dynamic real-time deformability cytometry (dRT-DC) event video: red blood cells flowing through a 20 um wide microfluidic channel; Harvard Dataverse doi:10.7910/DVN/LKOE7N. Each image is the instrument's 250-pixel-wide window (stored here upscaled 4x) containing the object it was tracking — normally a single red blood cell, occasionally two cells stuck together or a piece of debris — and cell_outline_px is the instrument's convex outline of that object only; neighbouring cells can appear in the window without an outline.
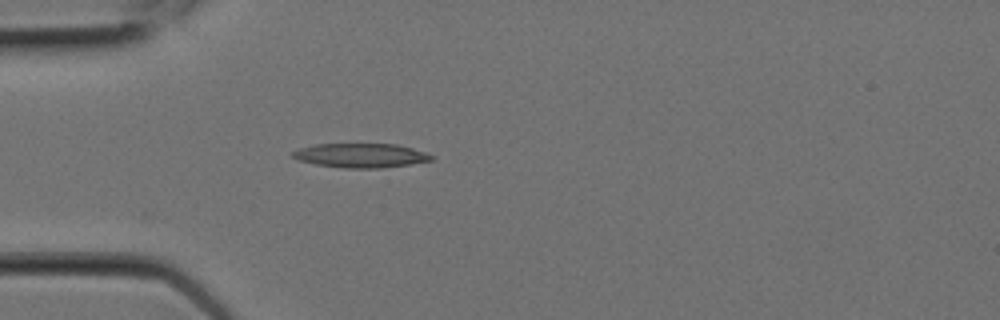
{"species": "Egyptian fruit bat (a non-hibernating species)", "species_latin": "Rousettus aegyptiacus", "temperature_condition": "room temperature", "stored_images_in_passage": 1, "camera_frame_rate_fps": 3000, "um_per_image_px": 0.085, "animal": {"sex": "female"}, "frame": {"image": 1, "passage_image": 1, "time_ms": 0.0, "image_size_px": [1000, 320], "cell_outline_px": [[436, 156], [432, 160], [408, 164], [380, 168], [344, 168], [316, 164], [300, 160], [292, 156], [292, 152], [300, 148], [316, 144], [396, 144], [412, 148]], "centroid_in_image_um": [30.69, 13.21], "position_along_channel_um": 54.3, "area_um2": 19.36}}